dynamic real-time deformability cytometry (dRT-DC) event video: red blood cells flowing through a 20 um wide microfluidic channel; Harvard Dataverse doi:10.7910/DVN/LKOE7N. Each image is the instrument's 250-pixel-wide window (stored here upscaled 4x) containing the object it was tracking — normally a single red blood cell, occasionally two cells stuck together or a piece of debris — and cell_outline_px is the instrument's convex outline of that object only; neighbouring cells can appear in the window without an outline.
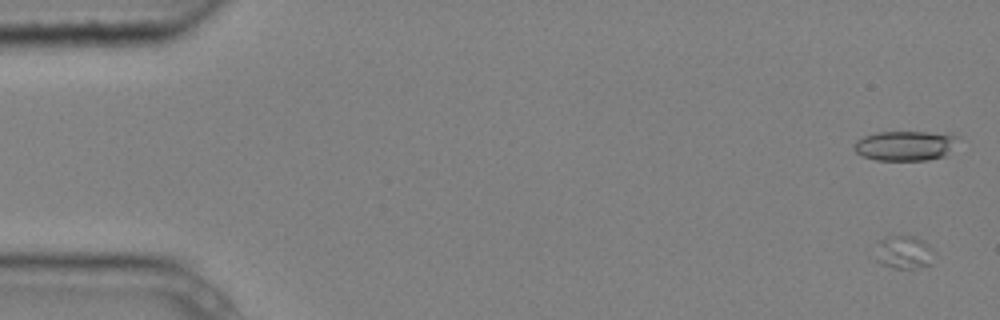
{"species": "common noctule bat (a hibernating species)", "species_latin": "Nyctalus noctula", "temperature_condition": "cold", "stored_images_in_passage": 5, "camera_frame_rate_fps": 3000, "um_per_image_px": 0.085, "animal": {"sex": "male", "body_mass_g": 20.4}, "frame": {"image": 1, "passage_image": 1, "time_ms": 0.0, "image_size_px": [1000, 320], "cell_outline_px": [[932, 264], [912, 268], [896, 268], [880, 264], [876, 260], [880, 240], [888, 236], [912, 236], [924, 240], [932, 248]], "centroid_in_image_um": [76.85, 21.44], "position_along_channel_um": 8.1, "area_um2": 11.1}}